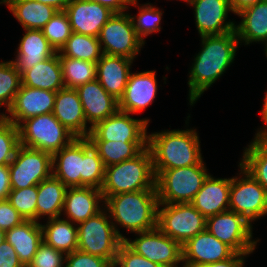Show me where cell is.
I'll use <instances>...</instances> for the list:
<instances>
[{"mask_svg":"<svg viewBox=\"0 0 267 267\" xmlns=\"http://www.w3.org/2000/svg\"><path fill=\"white\" fill-rule=\"evenodd\" d=\"M203 48L196 55L189 76L192 105L233 62L239 45L236 30L221 35L201 36Z\"/></svg>","mask_w":267,"mask_h":267,"instance_id":"1","label":"cell"},{"mask_svg":"<svg viewBox=\"0 0 267 267\" xmlns=\"http://www.w3.org/2000/svg\"><path fill=\"white\" fill-rule=\"evenodd\" d=\"M199 146L195 130H167L148 135L147 147L151 152L155 176L163 170L201 164Z\"/></svg>","mask_w":267,"mask_h":267,"instance_id":"2","label":"cell"},{"mask_svg":"<svg viewBox=\"0 0 267 267\" xmlns=\"http://www.w3.org/2000/svg\"><path fill=\"white\" fill-rule=\"evenodd\" d=\"M109 216L131 232L157 228V190H142L109 196L105 201Z\"/></svg>","mask_w":267,"mask_h":267,"instance_id":"3","label":"cell"},{"mask_svg":"<svg viewBox=\"0 0 267 267\" xmlns=\"http://www.w3.org/2000/svg\"><path fill=\"white\" fill-rule=\"evenodd\" d=\"M142 190H157L152 156L148 147L134 158L105 167L101 188L104 201L112 195Z\"/></svg>","mask_w":267,"mask_h":267,"instance_id":"4","label":"cell"},{"mask_svg":"<svg viewBox=\"0 0 267 267\" xmlns=\"http://www.w3.org/2000/svg\"><path fill=\"white\" fill-rule=\"evenodd\" d=\"M104 212L100 211L78 225L77 250L105 258L113 265L119 246L126 238L113 222L109 223Z\"/></svg>","mask_w":267,"mask_h":267,"instance_id":"5","label":"cell"},{"mask_svg":"<svg viewBox=\"0 0 267 267\" xmlns=\"http://www.w3.org/2000/svg\"><path fill=\"white\" fill-rule=\"evenodd\" d=\"M208 175L203 162L199 165L163 170L156 177L159 204L191 203Z\"/></svg>","mask_w":267,"mask_h":267,"instance_id":"6","label":"cell"},{"mask_svg":"<svg viewBox=\"0 0 267 267\" xmlns=\"http://www.w3.org/2000/svg\"><path fill=\"white\" fill-rule=\"evenodd\" d=\"M18 126L20 145L41 150L51 155L60 151L76 137L53 115H38Z\"/></svg>","mask_w":267,"mask_h":267,"instance_id":"7","label":"cell"},{"mask_svg":"<svg viewBox=\"0 0 267 267\" xmlns=\"http://www.w3.org/2000/svg\"><path fill=\"white\" fill-rule=\"evenodd\" d=\"M160 205L164 208L159 209ZM157 228L183 245L206 229V217L191 203L159 204Z\"/></svg>","mask_w":267,"mask_h":267,"instance_id":"8","label":"cell"},{"mask_svg":"<svg viewBox=\"0 0 267 267\" xmlns=\"http://www.w3.org/2000/svg\"><path fill=\"white\" fill-rule=\"evenodd\" d=\"M98 40L104 43L102 52L108 55L134 59L144 42L137 36L132 17L127 13H114L101 28Z\"/></svg>","mask_w":267,"mask_h":267,"instance_id":"9","label":"cell"},{"mask_svg":"<svg viewBox=\"0 0 267 267\" xmlns=\"http://www.w3.org/2000/svg\"><path fill=\"white\" fill-rule=\"evenodd\" d=\"M8 166L11 189H24L52 175V155L20 145Z\"/></svg>","mask_w":267,"mask_h":267,"instance_id":"10","label":"cell"},{"mask_svg":"<svg viewBox=\"0 0 267 267\" xmlns=\"http://www.w3.org/2000/svg\"><path fill=\"white\" fill-rule=\"evenodd\" d=\"M251 223L234 211L206 218V229L235 253H252L257 241L252 240Z\"/></svg>","mask_w":267,"mask_h":267,"instance_id":"11","label":"cell"},{"mask_svg":"<svg viewBox=\"0 0 267 267\" xmlns=\"http://www.w3.org/2000/svg\"><path fill=\"white\" fill-rule=\"evenodd\" d=\"M148 119H134L129 113L117 110L110 117L95 124L87 136L89 141L147 143Z\"/></svg>","mask_w":267,"mask_h":267,"instance_id":"12","label":"cell"},{"mask_svg":"<svg viewBox=\"0 0 267 267\" xmlns=\"http://www.w3.org/2000/svg\"><path fill=\"white\" fill-rule=\"evenodd\" d=\"M245 178H231L229 210L251 221L267 214V192L241 166Z\"/></svg>","mask_w":267,"mask_h":267,"instance_id":"13","label":"cell"},{"mask_svg":"<svg viewBox=\"0 0 267 267\" xmlns=\"http://www.w3.org/2000/svg\"><path fill=\"white\" fill-rule=\"evenodd\" d=\"M139 238L124 242L137 254L163 267H177L183 262L182 245L165 235L158 228L140 232Z\"/></svg>","mask_w":267,"mask_h":267,"instance_id":"14","label":"cell"},{"mask_svg":"<svg viewBox=\"0 0 267 267\" xmlns=\"http://www.w3.org/2000/svg\"><path fill=\"white\" fill-rule=\"evenodd\" d=\"M183 267H193L223 261L235 252L218 240L207 229L198 233L182 245Z\"/></svg>","mask_w":267,"mask_h":267,"instance_id":"15","label":"cell"},{"mask_svg":"<svg viewBox=\"0 0 267 267\" xmlns=\"http://www.w3.org/2000/svg\"><path fill=\"white\" fill-rule=\"evenodd\" d=\"M56 92L39 88H30L21 85L16 93L13 105L8 111L11 115L5 116L10 122L19 126L21 122L38 115L53 112Z\"/></svg>","mask_w":267,"mask_h":267,"instance_id":"16","label":"cell"},{"mask_svg":"<svg viewBox=\"0 0 267 267\" xmlns=\"http://www.w3.org/2000/svg\"><path fill=\"white\" fill-rule=\"evenodd\" d=\"M74 33L98 37L114 14L108 7L85 0H72L64 10Z\"/></svg>","mask_w":267,"mask_h":267,"instance_id":"17","label":"cell"},{"mask_svg":"<svg viewBox=\"0 0 267 267\" xmlns=\"http://www.w3.org/2000/svg\"><path fill=\"white\" fill-rule=\"evenodd\" d=\"M194 6L196 27L200 36L221 35L235 31L233 22H225L232 11L229 0H188Z\"/></svg>","mask_w":267,"mask_h":267,"instance_id":"18","label":"cell"},{"mask_svg":"<svg viewBox=\"0 0 267 267\" xmlns=\"http://www.w3.org/2000/svg\"><path fill=\"white\" fill-rule=\"evenodd\" d=\"M83 167V137H76L52 155V175L67 187H83Z\"/></svg>","mask_w":267,"mask_h":267,"instance_id":"19","label":"cell"},{"mask_svg":"<svg viewBox=\"0 0 267 267\" xmlns=\"http://www.w3.org/2000/svg\"><path fill=\"white\" fill-rule=\"evenodd\" d=\"M83 106L86 122L92 128L118 110V100L109 94L97 79L76 88Z\"/></svg>","mask_w":267,"mask_h":267,"instance_id":"20","label":"cell"},{"mask_svg":"<svg viewBox=\"0 0 267 267\" xmlns=\"http://www.w3.org/2000/svg\"><path fill=\"white\" fill-rule=\"evenodd\" d=\"M55 118L75 137H87L91 128L87 130L83 106L76 89L62 88L56 92L53 109Z\"/></svg>","mask_w":267,"mask_h":267,"instance_id":"21","label":"cell"},{"mask_svg":"<svg viewBox=\"0 0 267 267\" xmlns=\"http://www.w3.org/2000/svg\"><path fill=\"white\" fill-rule=\"evenodd\" d=\"M155 71L130 73L123 96L118 101V110L137 113L152 103L156 96Z\"/></svg>","mask_w":267,"mask_h":267,"instance_id":"22","label":"cell"},{"mask_svg":"<svg viewBox=\"0 0 267 267\" xmlns=\"http://www.w3.org/2000/svg\"><path fill=\"white\" fill-rule=\"evenodd\" d=\"M132 62L127 57L103 53L96 63V79L118 101L124 94Z\"/></svg>","mask_w":267,"mask_h":267,"instance_id":"23","label":"cell"},{"mask_svg":"<svg viewBox=\"0 0 267 267\" xmlns=\"http://www.w3.org/2000/svg\"><path fill=\"white\" fill-rule=\"evenodd\" d=\"M231 178L204 180L191 204L204 216L210 217L229 210Z\"/></svg>","mask_w":267,"mask_h":267,"instance_id":"24","label":"cell"},{"mask_svg":"<svg viewBox=\"0 0 267 267\" xmlns=\"http://www.w3.org/2000/svg\"><path fill=\"white\" fill-rule=\"evenodd\" d=\"M100 200H104L101 189L68 187L63 209L70 221L80 224L101 211L98 205Z\"/></svg>","mask_w":267,"mask_h":267,"instance_id":"25","label":"cell"},{"mask_svg":"<svg viewBox=\"0 0 267 267\" xmlns=\"http://www.w3.org/2000/svg\"><path fill=\"white\" fill-rule=\"evenodd\" d=\"M18 48L16 60L12 62L20 74L57 53L43 31L37 29H26Z\"/></svg>","mask_w":267,"mask_h":267,"instance_id":"26","label":"cell"},{"mask_svg":"<svg viewBox=\"0 0 267 267\" xmlns=\"http://www.w3.org/2000/svg\"><path fill=\"white\" fill-rule=\"evenodd\" d=\"M5 239L15 249L23 266L27 267L43 241L41 224L37 221L25 220L6 231Z\"/></svg>","mask_w":267,"mask_h":267,"instance_id":"27","label":"cell"},{"mask_svg":"<svg viewBox=\"0 0 267 267\" xmlns=\"http://www.w3.org/2000/svg\"><path fill=\"white\" fill-rule=\"evenodd\" d=\"M22 85L57 92L64 88L58 52L21 74Z\"/></svg>","mask_w":267,"mask_h":267,"instance_id":"28","label":"cell"},{"mask_svg":"<svg viewBox=\"0 0 267 267\" xmlns=\"http://www.w3.org/2000/svg\"><path fill=\"white\" fill-rule=\"evenodd\" d=\"M237 15L242 17V21L235 28L239 42L242 40L249 44L265 41L267 49V0L248 6Z\"/></svg>","mask_w":267,"mask_h":267,"instance_id":"29","label":"cell"},{"mask_svg":"<svg viewBox=\"0 0 267 267\" xmlns=\"http://www.w3.org/2000/svg\"><path fill=\"white\" fill-rule=\"evenodd\" d=\"M6 3L23 28L42 30L58 11L36 0H1Z\"/></svg>","mask_w":267,"mask_h":267,"instance_id":"30","label":"cell"},{"mask_svg":"<svg viewBox=\"0 0 267 267\" xmlns=\"http://www.w3.org/2000/svg\"><path fill=\"white\" fill-rule=\"evenodd\" d=\"M67 189L68 187L53 175L40 182L37 185L36 220L43 215H49L48 219L59 217L63 211Z\"/></svg>","mask_w":267,"mask_h":267,"instance_id":"31","label":"cell"},{"mask_svg":"<svg viewBox=\"0 0 267 267\" xmlns=\"http://www.w3.org/2000/svg\"><path fill=\"white\" fill-rule=\"evenodd\" d=\"M46 225L41 224L42 239L51 247L65 254L71 253L78 248V229L71 221L62 220L59 217L48 219Z\"/></svg>","mask_w":267,"mask_h":267,"instance_id":"32","label":"cell"},{"mask_svg":"<svg viewBox=\"0 0 267 267\" xmlns=\"http://www.w3.org/2000/svg\"><path fill=\"white\" fill-rule=\"evenodd\" d=\"M248 147L239 165L267 192V137H255Z\"/></svg>","mask_w":267,"mask_h":267,"instance_id":"33","label":"cell"},{"mask_svg":"<svg viewBox=\"0 0 267 267\" xmlns=\"http://www.w3.org/2000/svg\"><path fill=\"white\" fill-rule=\"evenodd\" d=\"M60 55L97 63L103 52L98 37L72 32L65 45L60 49Z\"/></svg>","mask_w":267,"mask_h":267,"instance_id":"34","label":"cell"},{"mask_svg":"<svg viewBox=\"0 0 267 267\" xmlns=\"http://www.w3.org/2000/svg\"><path fill=\"white\" fill-rule=\"evenodd\" d=\"M90 143L98 152L105 167L134 158L147 148V143H123L121 141H90Z\"/></svg>","mask_w":267,"mask_h":267,"instance_id":"35","label":"cell"},{"mask_svg":"<svg viewBox=\"0 0 267 267\" xmlns=\"http://www.w3.org/2000/svg\"><path fill=\"white\" fill-rule=\"evenodd\" d=\"M63 83L66 88L76 89L96 79V63L64 57L59 54Z\"/></svg>","mask_w":267,"mask_h":267,"instance_id":"36","label":"cell"},{"mask_svg":"<svg viewBox=\"0 0 267 267\" xmlns=\"http://www.w3.org/2000/svg\"><path fill=\"white\" fill-rule=\"evenodd\" d=\"M83 187L102 188L105 165L87 137H83Z\"/></svg>","mask_w":267,"mask_h":267,"instance_id":"37","label":"cell"},{"mask_svg":"<svg viewBox=\"0 0 267 267\" xmlns=\"http://www.w3.org/2000/svg\"><path fill=\"white\" fill-rule=\"evenodd\" d=\"M22 85L21 74L12 61L0 63V106L4 103L7 112L14 103Z\"/></svg>","mask_w":267,"mask_h":267,"instance_id":"38","label":"cell"},{"mask_svg":"<svg viewBox=\"0 0 267 267\" xmlns=\"http://www.w3.org/2000/svg\"><path fill=\"white\" fill-rule=\"evenodd\" d=\"M42 31L50 45L59 53L72 33L66 12L64 10L57 11Z\"/></svg>","mask_w":267,"mask_h":267,"instance_id":"39","label":"cell"},{"mask_svg":"<svg viewBox=\"0 0 267 267\" xmlns=\"http://www.w3.org/2000/svg\"><path fill=\"white\" fill-rule=\"evenodd\" d=\"M19 146L18 126L0 114V165H9Z\"/></svg>","mask_w":267,"mask_h":267,"instance_id":"40","label":"cell"},{"mask_svg":"<svg viewBox=\"0 0 267 267\" xmlns=\"http://www.w3.org/2000/svg\"><path fill=\"white\" fill-rule=\"evenodd\" d=\"M37 185L24 189H11L8 201L25 220L36 221Z\"/></svg>","mask_w":267,"mask_h":267,"instance_id":"41","label":"cell"},{"mask_svg":"<svg viewBox=\"0 0 267 267\" xmlns=\"http://www.w3.org/2000/svg\"><path fill=\"white\" fill-rule=\"evenodd\" d=\"M162 12L149 4L143 5L139 8V15L137 20L132 17L134 28L137 36L144 42L143 37L151 34L152 32L160 31L159 27ZM137 21V22H136Z\"/></svg>","mask_w":267,"mask_h":267,"instance_id":"42","label":"cell"},{"mask_svg":"<svg viewBox=\"0 0 267 267\" xmlns=\"http://www.w3.org/2000/svg\"><path fill=\"white\" fill-rule=\"evenodd\" d=\"M63 254L65 253L42 241L27 267H63L65 262Z\"/></svg>","mask_w":267,"mask_h":267,"instance_id":"43","label":"cell"},{"mask_svg":"<svg viewBox=\"0 0 267 267\" xmlns=\"http://www.w3.org/2000/svg\"><path fill=\"white\" fill-rule=\"evenodd\" d=\"M163 267L137 254L124 241L120 244L113 267Z\"/></svg>","mask_w":267,"mask_h":267,"instance_id":"44","label":"cell"},{"mask_svg":"<svg viewBox=\"0 0 267 267\" xmlns=\"http://www.w3.org/2000/svg\"><path fill=\"white\" fill-rule=\"evenodd\" d=\"M65 267H113L105 258L75 250L65 254Z\"/></svg>","mask_w":267,"mask_h":267,"instance_id":"45","label":"cell"},{"mask_svg":"<svg viewBox=\"0 0 267 267\" xmlns=\"http://www.w3.org/2000/svg\"><path fill=\"white\" fill-rule=\"evenodd\" d=\"M25 219L11 205L8 199L0 200V229L11 230L14 226L20 225Z\"/></svg>","mask_w":267,"mask_h":267,"instance_id":"46","label":"cell"},{"mask_svg":"<svg viewBox=\"0 0 267 267\" xmlns=\"http://www.w3.org/2000/svg\"><path fill=\"white\" fill-rule=\"evenodd\" d=\"M0 267H24L15 249L6 239L0 246Z\"/></svg>","mask_w":267,"mask_h":267,"instance_id":"47","label":"cell"},{"mask_svg":"<svg viewBox=\"0 0 267 267\" xmlns=\"http://www.w3.org/2000/svg\"><path fill=\"white\" fill-rule=\"evenodd\" d=\"M85 1L99 3L103 6L108 7L114 13H122L126 10V8L128 9L127 5L137 4V0H85Z\"/></svg>","mask_w":267,"mask_h":267,"instance_id":"48","label":"cell"},{"mask_svg":"<svg viewBox=\"0 0 267 267\" xmlns=\"http://www.w3.org/2000/svg\"><path fill=\"white\" fill-rule=\"evenodd\" d=\"M250 253H235L229 259L193 267H243L244 257Z\"/></svg>","mask_w":267,"mask_h":267,"instance_id":"49","label":"cell"},{"mask_svg":"<svg viewBox=\"0 0 267 267\" xmlns=\"http://www.w3.org/2000/svg\"><path fill=\"white\" fill-rule=\"evenodd\" d=\"M11 191L8 165H0V200L8 199Z\"/></svg>","mask_w":267,"mask_h":267,"instance_id":"50","label":"cell"},{"mask_svg":"<svg viewBox=\"0 0 267 267\" xmlns=\"http://www.w3.org/2000/svg\"><path fill=\"white\" fill-rule=\"evenodd\" d=\"M262 0H229L230 6L235 14L240 12L242 9L254 5Z\"/></svg>","mask_w":267,"mask_h":267,"instance_id":"51","label":"cell"},{"mask_svg":"<svg viewBox=\"0 0 267 267\" xmlns=\"http://www.w3.org/2000/svg\"><path fill=\"white\" fill-rule=\"evenodd\" d=\"M37 2L52 6L58 11L65 10L72 0H36Z\"/></svg>","mask_w":267,"mask_h":267,"instance_id":"52","label":"cell"},{"mask_svg":"<svg viewBox=\"0 0 267 267\" xmlns=\"http://www.w3.org/2000/svg\"><path fill=\"white\" fill-rule=\"evenodd\" d=\"M264 107L262 108V119L263 121L265 122L266 126H267V92H266V95H265V99H264ZM256 137H267V130H261L260 132H258L256 134Z\"/></svg>","mask_w":267,"mask_h":267,"instance_id":"53","label":"cell"},{"mask_svg":"<svg viewBox=\"0 0 267 267\" xmlns=\"http://www.w3.org/2000/svg\"><path fill=\"white\" fill-rule=\"evenodd\" d=\"M5 234L6 232L0 229V246L5 241Z\"/></svg>","mask_w":267,"mask_h":267,"instance_id":"54","label":"cell"}]
</instances>
